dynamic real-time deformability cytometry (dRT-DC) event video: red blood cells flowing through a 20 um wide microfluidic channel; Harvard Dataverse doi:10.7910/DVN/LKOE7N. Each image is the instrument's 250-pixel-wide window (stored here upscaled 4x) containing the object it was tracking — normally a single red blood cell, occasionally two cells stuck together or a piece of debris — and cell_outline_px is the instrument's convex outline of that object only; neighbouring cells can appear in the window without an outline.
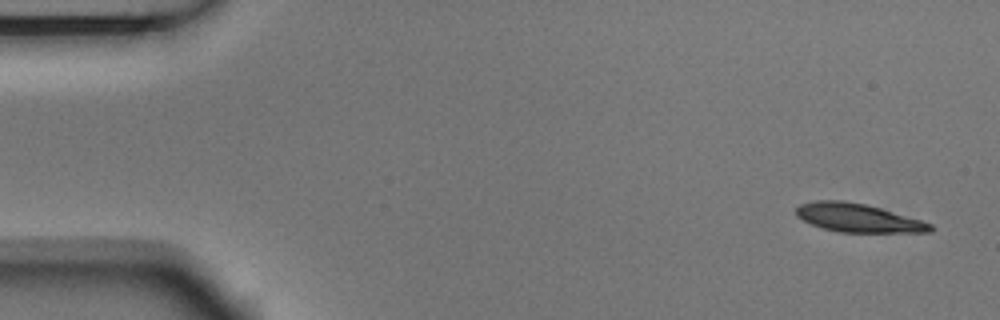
{"species": "Egyptian fruit bat (a non-hibernating species)", "species_latin": "Rousettus aegyptiacus", "temperature_condition": "room temperature", "stored_images_in_passage": 7, "camera_frame_rate_fps": 3000, "um_per_image_px": 0.085, "animal": {"sex": "male"}, "frame": {"image": 1, "passage_image": 1, "time_ms": 0.0, "image_size_px": [1000, 320], "cell_outline_px": [[936, 228], [932, 232], [840, 232], [824, 228], [812, 224], [796, 216], [796, 208], [800, 204], [816, 200], [844, 200], [864, 204], [880, 208], [920, 220], [932, 224]], "centroid_in_image_um": [72.94, 18.52], "position_along_channel_um": 12.1, "area_um2": 22.08}}
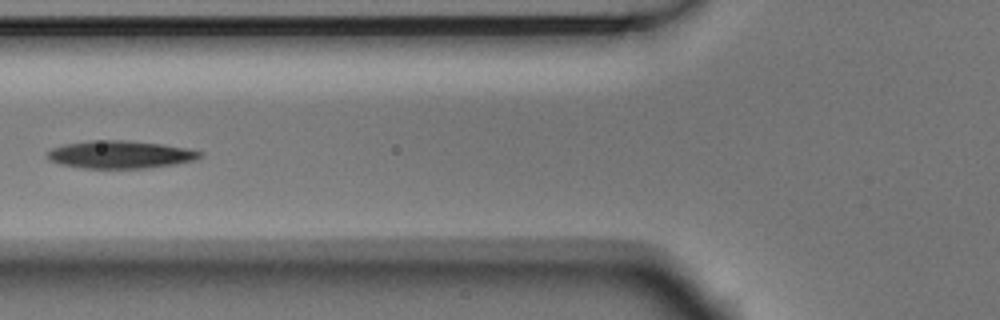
{"frame": {"image": 2, "passage_image": 6, "time_ms": 1.667, "image_size_px": [1000, 320], "cell_outline_px": [[204, 156], [196, 160], [176, 164], [144, 168], [84, 168], [60, 164], [48, 160], [48, 152], [52, 148], [64, 144], [92, 140], [124, 140], [160, 144], [188, 148], [204, 152]], "centroid_in_image_um": [10.26, 13.13], "position_along_channel_um": 115.5, "area_um2": 24.68}}
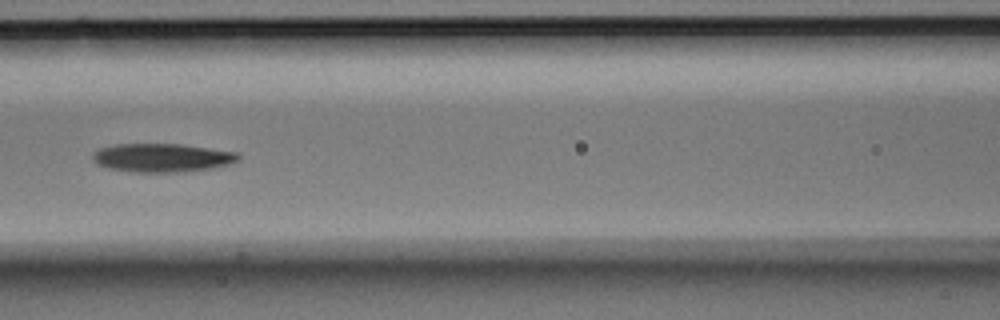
{"frame": {"image": 3, "passage_image": 7, "time_ms": 2.0, "image_size_px": [1000, 320], "cell_outline_px": [[240, 160], [228, 164], [212, 168], [184, 172], [132, 172], [108, 168], [96, 164], [92, 160], [92, 156], [100, 148], [116, 144], [180, 144], [240, 152]], "centroid_in_image_um": [13.81, 13.41], "position_along_channel_um": 152.8, "area_um2": 24.39}}